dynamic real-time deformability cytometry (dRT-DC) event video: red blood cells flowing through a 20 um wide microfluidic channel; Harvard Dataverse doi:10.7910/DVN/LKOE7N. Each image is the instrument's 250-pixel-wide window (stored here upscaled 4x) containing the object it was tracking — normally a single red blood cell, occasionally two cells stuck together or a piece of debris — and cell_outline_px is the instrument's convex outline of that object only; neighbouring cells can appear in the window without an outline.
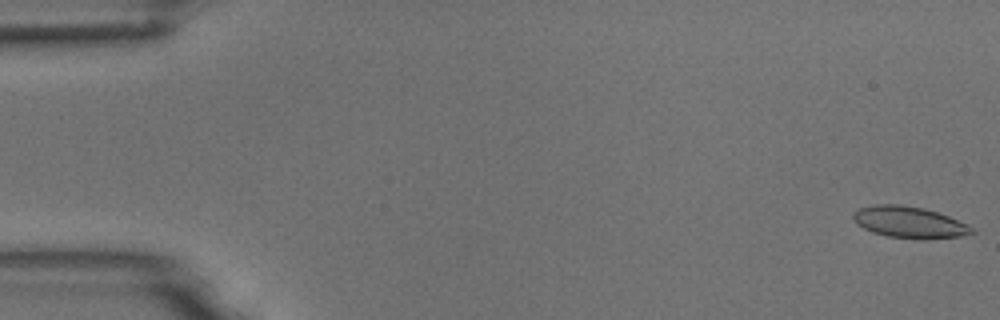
{"species": "common noctule bat (a hibernating species)", "species_latin": "Nyctalus noctula", "temperature_condition": "room temperature", "stored_images_in_passage": 55, "camera_frame_rate_fps": 3000, "um_per_image_px": 0.085, "animal": {"sex": "male", "body_mass_g": 18.8}, "frame": {"image": 1, "passage_image": 1, "time_ms": 0.0, "image_size_px": [1000, 320], "cell_outline_px": [[976, 232], [960, 236], [924, 240], [920, 240], [888, 236], [872, 232], [856, 224], [852, 220], [852, 212], [860, 208], [876, 204], [900, 204], [924, 208], [948, 216], [968, 224], [976, 228]], "centroid_in_image_um": [77.29, 18.9], "position_along_channel_um": 7.7, "area_um2": 22.08}}
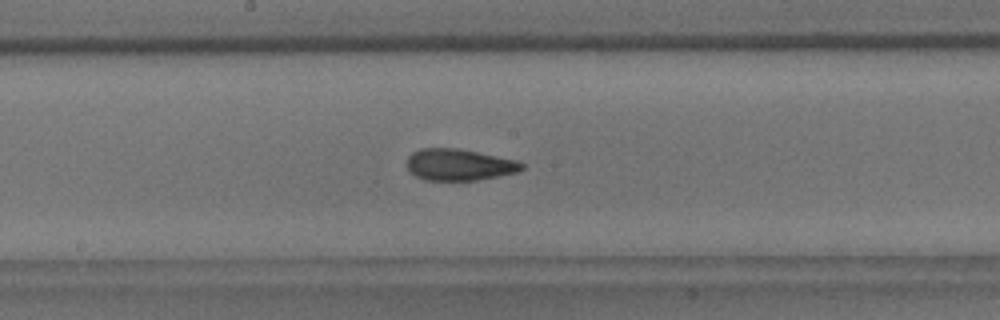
{"frame": {"image": 2, "passage_image": 29, "time_ms": 9.333, "image_size_px": [1000, 320], "cell_outline_px": [[524, 168], [516, 172], [500, 176], [476, 180], [424, 180], [416, 176], [408, 168], [408, 156], [412, 152], [420, 148], [456, 148], [516, 160], [524, 164]], "centroid_in_image_um": [39.02, 14.0], "position_along_channel_um": 209.2, "area_um2": 20.92}}
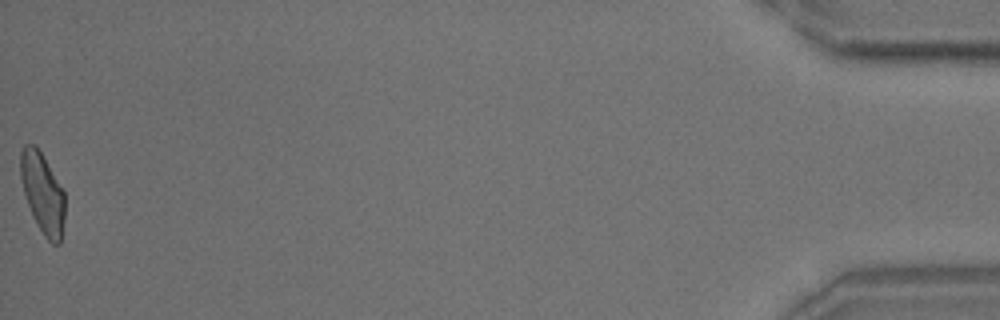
{"frame": {"image": 3, "passage_image": 55, "time_ms": 18.0, "image_size_px": [1000, 320], "cell_outline_px": [[64, 220], [60, 244], [52, 244], [44, 236], [32, 216], [24, 192], [20, 176], [20, 152], [24, 144], [36, 144], [64, 192]], "centroid_in_image_um": [3.61, 16.41], "position_along_channel_um": 431.6, "area_um2": 20.63}, "authors_computed_cell_mechanics": {"area_um2": 21.386, "velocity_mm_per_s": 3.7051, "shape_relaxation_time_tau1_ms": 7.3177, "shape_relaxation_time_tau2_ms": 1.6234, "deformation_change_tau1": 0.1669, "deformation_change_tau2": 0.0826}}